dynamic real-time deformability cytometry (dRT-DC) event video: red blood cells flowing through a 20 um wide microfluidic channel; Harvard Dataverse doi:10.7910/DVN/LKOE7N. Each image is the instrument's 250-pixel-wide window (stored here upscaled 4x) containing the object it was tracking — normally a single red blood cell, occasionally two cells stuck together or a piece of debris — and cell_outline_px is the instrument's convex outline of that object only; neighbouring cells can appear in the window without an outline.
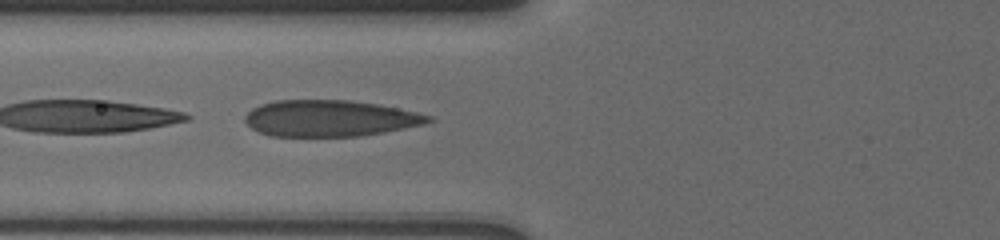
{"species": "human", "species_latin": "Homo sapiens", "temperature_condition": "cold", "stored_images_in_passage": 3, "camera_frame_rate_fps": 3000, "um_per_image_px": 0.085, "donor": {"sex": "male"}, "frame": {"image": 1, "passage_image": 3, "time_ms": 1.667, "image_size_px": [1000, 240], "cell_outline_px": [[436, 120], [424, 124], [384, 132], [360, 136], [272, 136], [260, 132], [252, 128], [244, 120], [244, 116], [252, 108], [260, 104], [276, 100], [348, 100], [376, 104], [416, 112], [432, 116]], "centroid_in_image_um": [28.04, 10.05], "position_along_channel_um": 97.8, "area_um2": 38.73}}